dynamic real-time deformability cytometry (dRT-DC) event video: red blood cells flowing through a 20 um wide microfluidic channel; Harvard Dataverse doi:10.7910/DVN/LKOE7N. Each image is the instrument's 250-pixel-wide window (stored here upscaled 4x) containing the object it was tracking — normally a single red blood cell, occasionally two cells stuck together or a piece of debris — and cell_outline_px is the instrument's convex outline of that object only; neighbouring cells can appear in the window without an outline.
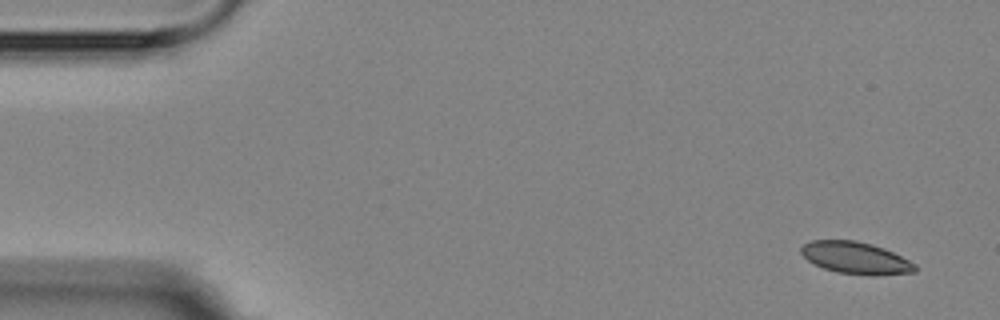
{"species": "Egyptian fruit bat (a non-hibernating species)", "species_latin": "Rousettus aegyptiacus", "temperature_condition": "room temperature", "stored_images_in_passage": 6, "camera_frame_rate_fps": 3000, "um_per_image_px": 0.085, "animal": {"sex": "female"}, "frame": {"image": 1, "passage_image": 1, "time_ms": 0.0, "image_size_px": [1000, 320], "cell_outline_px": [[916, 272], [872, 276], [836, 272], [824, 268], [808, 260], [800, 252], [800, 248], [804, 244], [812, 240], [856, 240], [872, 244], [884, 248], [916, 264]], "centroid_in_image_um": [72.74, 21.92], "position_along_channel_um": 12.3, "area_um2": 21.21}}
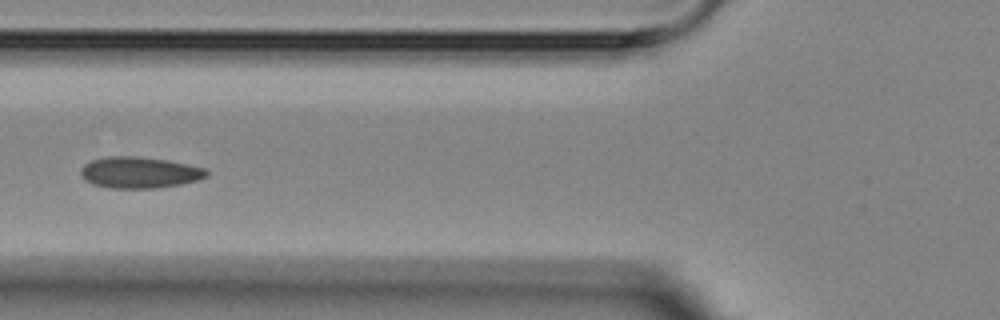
{"frame": {"image": 2, "passage_image": 6, "time_ms": 6.0, "image_size_px": [1000, 320], "cell_outline_px": [[208, 176], [200, 180], [180, 184], [156, 188], [112, 188], [92, 184], [84, 180], [80, 172], [80, 168], [84, 164], [92, 160], [108, 156], [132, 156], [164, 160], [188, 164], [204, 168], [208, 172]], "centroid_in_image_um": [11.84, 14.67], "position_along_channel_um": 114.0, "area_um2": 22.89}}